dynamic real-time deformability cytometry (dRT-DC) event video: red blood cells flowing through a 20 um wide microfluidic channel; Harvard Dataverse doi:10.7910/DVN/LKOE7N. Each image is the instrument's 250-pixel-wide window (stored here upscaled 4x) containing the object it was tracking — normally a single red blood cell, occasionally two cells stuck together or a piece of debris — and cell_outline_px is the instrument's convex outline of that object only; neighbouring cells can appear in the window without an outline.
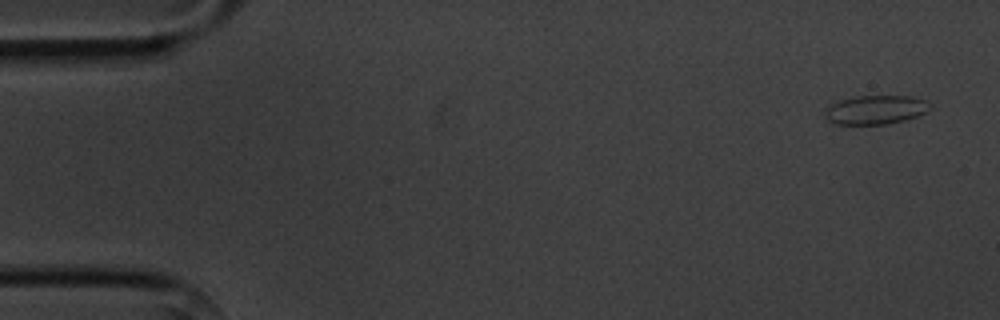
{"species": "common noctule bat (a hibernating species)", "species_latin": "Nyctalus noctula", "temperature_condition": "cold", "stored_images_in_passage": 8, "camera_frame_rate_fps": 3000, "um_per_image_px": 0.085, "animal": {"sex": "male", "body_mass_g": 20.1, "forearm_length_mm": 53.5}, "frame": {"image": 1, "passage_image": 1, "time_ms": 0.0, "image_size_px": [1000, 320], "cell_outline_px": [[932, 108], [916, 116], [904, 120], [884, 124], [836, 124], [828, 120], [824, 116], [824, 112], [832, 104], [840, 100], [860, 96], [912, 96], [928, 100], [932, 104]], "centroid_in_image_um": [74.47, 9.32], "position_along_channel_um": 10.5, "area_um2": 17.63}}
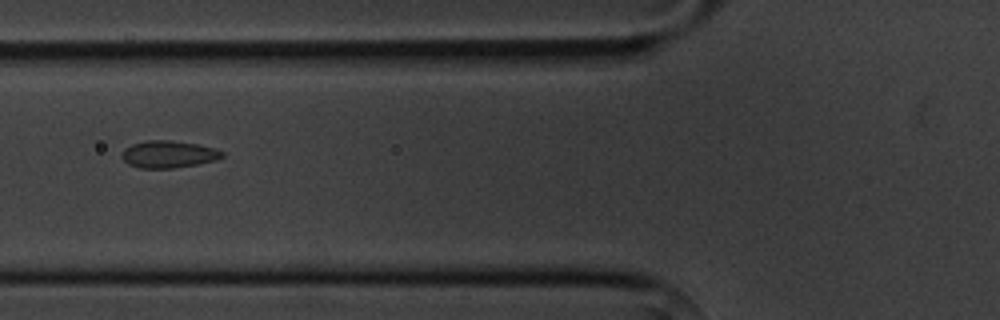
{"frame": {"image": 2, "passage_image": 6, "time_ms": 6.0, "image_size_px": [1000, 320], "cell_outline_px": [[224, 156], [216, 160], [196, 164], [172, 168], [140, 168], [128, 164], [120, 156], [124, 148], [132, 144], [144, 140], [172, 140], [200, 144], [216, 148], [224, 152]], "centroid_in_image_um": [14.32, 13.09], "position_along_channel_um": 111.5, "area_um2": 16.07}}
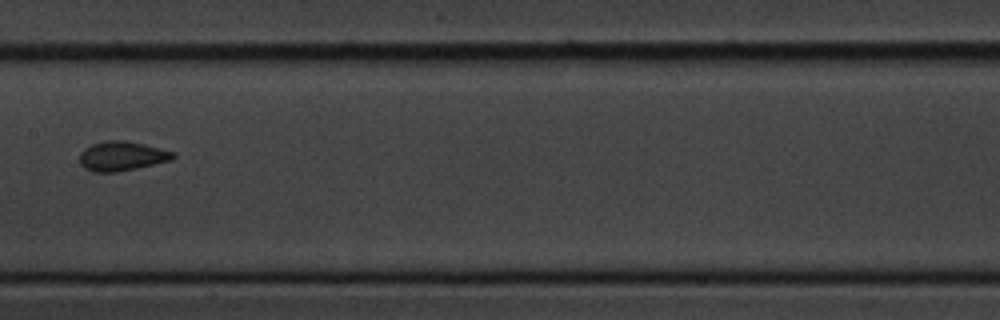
{"frame": {"image": 3, "passage_image": 8, "time_ms": 8.333, "image_size_px": [1000, 320], "cell_outline_px": [[176, 156], [172, 160], [136, 168], [116, 172], [92, 172], [84, 168], [80, 164], [80, 152], [84, 148], [92, 144], [104, 140], [124, 140], [144, 144], [176, 152]], "centroid_in_image_um": [10.35, 13.26], "position_along_channel_um": 197.0, "area_um2": 16.18}}